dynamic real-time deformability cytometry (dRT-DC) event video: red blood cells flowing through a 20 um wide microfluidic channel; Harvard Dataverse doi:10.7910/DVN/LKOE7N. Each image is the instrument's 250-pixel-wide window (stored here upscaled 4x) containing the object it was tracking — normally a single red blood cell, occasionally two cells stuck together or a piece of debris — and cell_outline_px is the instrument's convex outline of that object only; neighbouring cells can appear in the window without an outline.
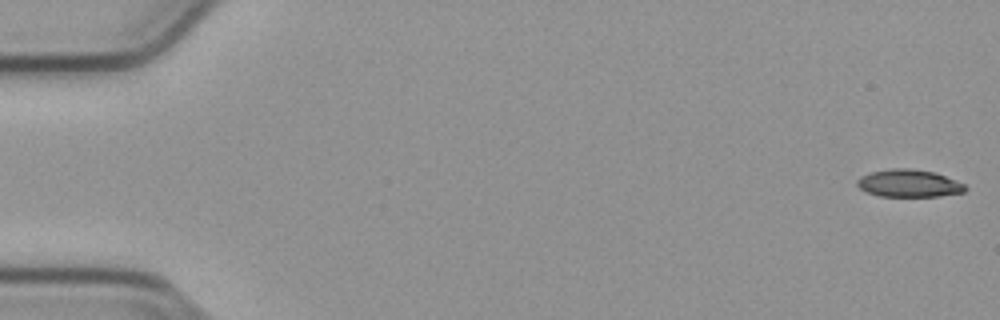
{"species": "common noctule bat (a hibernating species)", "species_latin": "Nyctalus noctula", "temperature_condition": "cold", "stored_images_in_passage": 54, "camera_frame_rate_fps": 3000, "um_per_image_px": 0.085, "animal": {"sex": "male", "body_mass_g": 23.1, "forearm_length_mm": 52.7}, "frame": {"image": 1, "passage_image": 1, "time_ms": 0.0, "image_size_px": [1000, 320], "cell_outline_px": [[968, 188], [964, 192], [940, 196], [880, 196], [864, 192], [856, 184], [856, 180], [860, 176], [872, 172], [892, 168], [908, 168], [936, 172], [956, 180], [964, 184]], "centroid_in_image_um": [77.25, 15.58], "position_along_channel_um": 7.7, "area_um2": 17.46}}
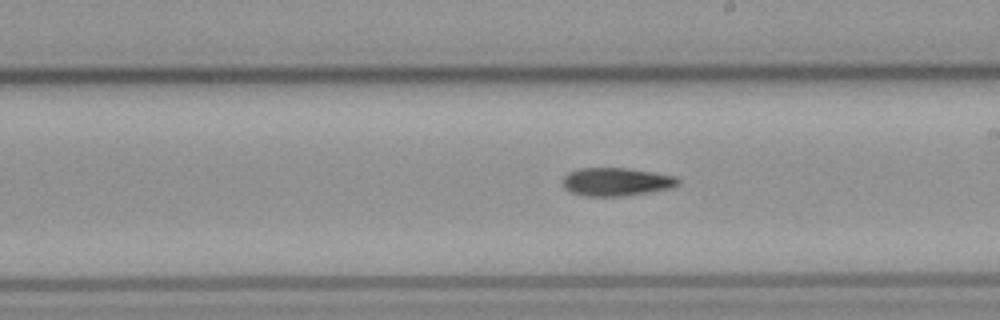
{"frame": {"image": 2, "passage_image": 31, "time_ms": 10.0, "image_size_px": [1000, 320], "cell_outline_px": [[680, 184], [672, 188], [624, 196], [584, 196], [572, 192], [564, 188], [560, 180], [568, 172], [580, 168], [624, 168], [652, 172], [676, 176], [680, 180]], "centroid_in_image_um": [52.37, 15.45], "position_along_channel_um": 236.6, "area_um2": 19.07}}
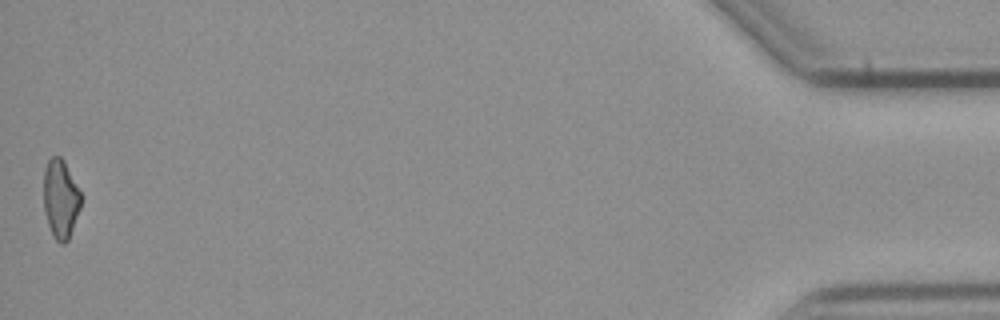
{"frame": {"image": 3, "passage_image": 54, "time_ms": 17.667, "image_size_px": [1000, 320], "cell_outline_px": [[80, 208], [68, 240], [64, 244], [60, 244], [52, 236], [44, 212], [44, 168], [48, 160], [52, 156], [60, 156], [64, 160], [80, 192]], "centroid_in_image_um": [5.13, 16.91], "position_along_channel_um": 430.1, "area_um2": 17.05}}